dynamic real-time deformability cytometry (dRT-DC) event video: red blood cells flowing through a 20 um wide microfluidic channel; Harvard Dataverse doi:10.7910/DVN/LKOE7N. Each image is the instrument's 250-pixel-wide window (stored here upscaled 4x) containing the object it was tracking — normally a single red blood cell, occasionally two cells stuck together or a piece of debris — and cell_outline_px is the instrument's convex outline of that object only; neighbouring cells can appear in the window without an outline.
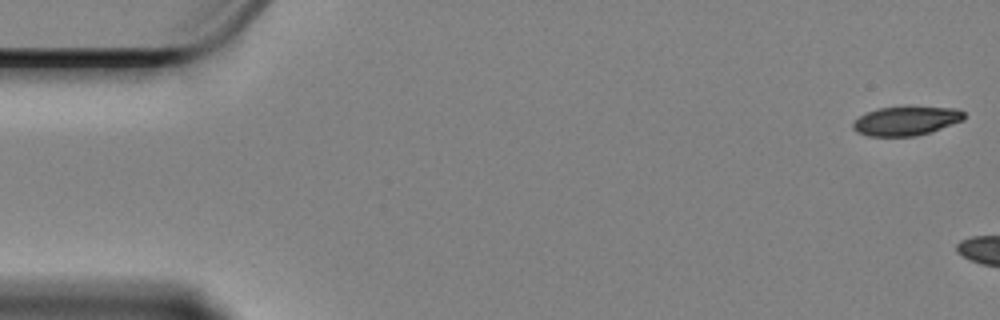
{"species": "Egyptian fruit bat (a non-hibernating species)", "species_latin": "Rousettus aegyptiacus", "temperature_condition": "cold", "stored_images_in_passage": 10, "camera_frame_rate_fps": 3000, "um_per_image_px": 0.085, "animal": {"sex": "female"}, "frame": {"image": 1, "passage_image": 1, "time_ms": 0.0, "image_size_px": [1000, 320], "cell_outline_px": [[964, 120], [916, 136], [868, 136], [856, 132], [852, 128], [852, 124], [860, 116], [868, 112], [880, 108], [912, 104], [956, 108], [964, 112]], "centroid_in_image_um": [77.04, 10.23], "position_along_channel_um": 8.0, "area_um2": 19.31}}